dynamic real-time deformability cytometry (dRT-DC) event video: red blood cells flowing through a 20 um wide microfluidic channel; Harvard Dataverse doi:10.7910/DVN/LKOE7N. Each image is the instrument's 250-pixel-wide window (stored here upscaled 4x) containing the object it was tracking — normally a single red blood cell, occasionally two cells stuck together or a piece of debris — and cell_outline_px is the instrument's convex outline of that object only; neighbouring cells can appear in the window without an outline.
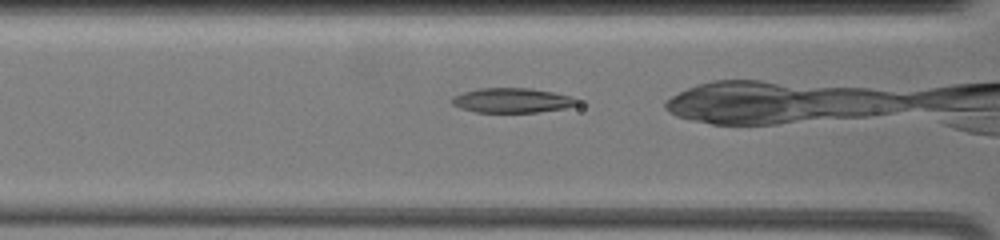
{"species": "common noctule bat (a hibernating species)", "species_latin": "Nyctalus noctula", "temperature_condition": "warm", "stored_images_in_passage": 23, "camera_frame_rate_fps": 3000, "um_per_image_px": 0.085, "animal": {"sex": "female", "body_mass_g": 19.5, "forearm_length_mm": 54.1}, "frame": {"image": 1, "passage_image": 4, "time_ms": 1.0, "image_size_px": [1000, 240], "cell_outline_px": [[580, 104], [564, 108], [536, 112], [476, 112], [460, 108], [452, 104], [448, 100], [452, 96], [476, 88], [528, 88], [552, 92], [568, 96], [580, 100]], "centroid_in_image_um": [43.47, 8.53], "position_along_channel_um": 123.1, "area_um2": 18.03}}
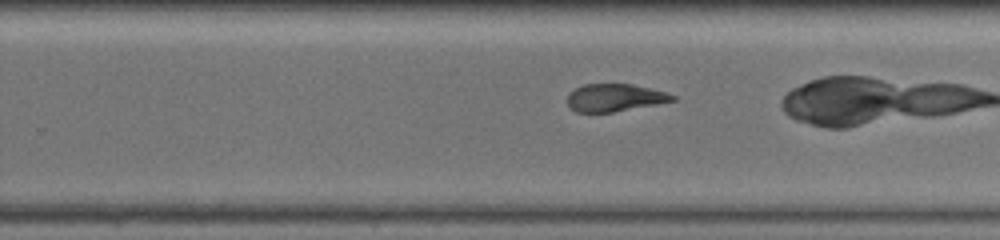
{"frame": {"image": 2, "passage_image": 16, "time_ms": 5.333, "image_size_px": [1000, 240], "cell_outline_px": [[676, 100], [656, 104], [612, 112], [576, 112], [568, 108], [568, 92], [584, 84], [632, 84], [664, 92], [676, 96]], "centroid_in_image_um": [52.2, 8.3], "position_along_channel_um": 277.6, "area_um2": 16.76}}
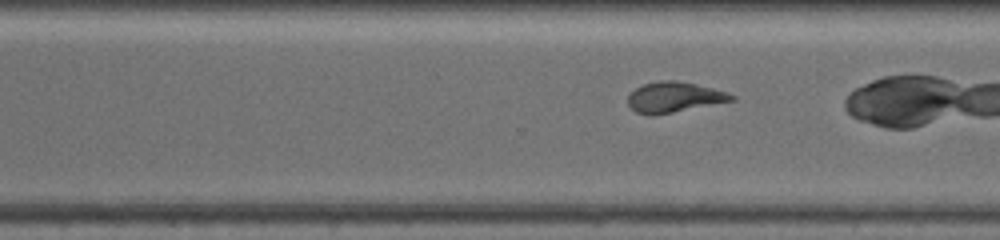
{"frame": {"image": 3, "passage_image": 19, "time_ms": 6.333, "image_size_px": [1000, 240], "cell_outline_px": [[736, 100], [652, 116], [648, 116], [636, 112], [628, 104], [628, 96], [636, 88], [644, 84], [660, 80], [676, 80], [696, 84], [712, 88], [736, 96]], "centroid_in_image_um": [57.29, 8.27], "position_along_channel_um": 313.3, "area_um2": 18.26}}